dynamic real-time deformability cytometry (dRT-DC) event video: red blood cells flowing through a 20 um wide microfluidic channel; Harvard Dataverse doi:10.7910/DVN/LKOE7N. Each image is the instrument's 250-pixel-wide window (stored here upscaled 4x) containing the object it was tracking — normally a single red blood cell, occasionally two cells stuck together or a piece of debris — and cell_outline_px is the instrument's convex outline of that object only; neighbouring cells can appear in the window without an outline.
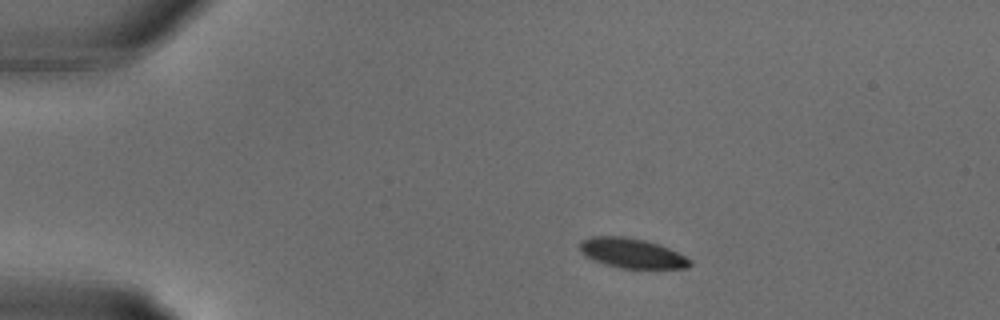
{"species": "common noctule bat (a hibernating species)", "species_latin": "Nyctalus noctula", "temperature_condition": "warm", "stored_images_in_passage": 12, "camera_frame_rate_fps": 3000, "um_per_image_px": 0.085, "animal": {"sex": "male", "body_mass_g": 18.8}, "frame": {"image": 1, "passage_image": 1, "time_ms": 0.0, "image_size_px": [1000, 320], "cell_outline_px": [[692, 264], [688, 268], [620, 268], [604, 264], [592, 260], [584, 256], [580, 252], [580, 240], [592, 236], [624, 236], [644, 240], [660, 244], [692, 260]], "centroid_in_image_um": [53.67, 21.52], "position_along_channel_um": 31.3, "area_um2": 19.25}}
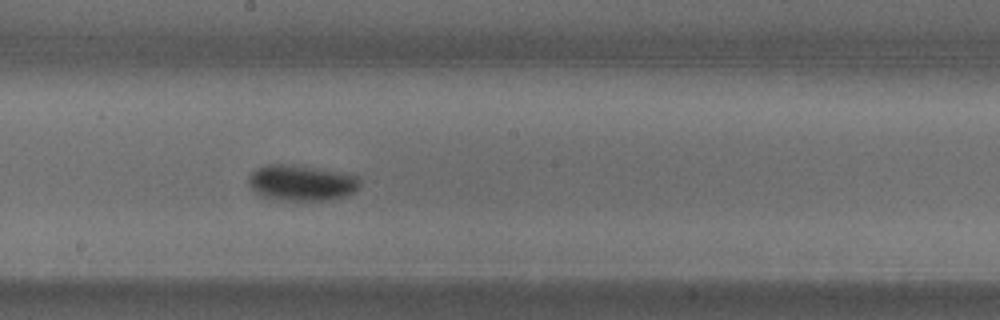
{"frame": {"image": 2, "passage_image": 12, "time_ms": 3.667, "image_size_px": [1000, 320], "cell_outline_px": [[360, 188], [344, 196], [332, 200], [304, 204], [272, 200], [260, 196], [248, 184], [248, 176], [256, 168], [268, 164], [284, 164], [320, 168], [360, 176]], "centroid_in_image_um": [25.62, 15.6], "position_along_channel_um": 222.6, "area_um2": 24.39}}